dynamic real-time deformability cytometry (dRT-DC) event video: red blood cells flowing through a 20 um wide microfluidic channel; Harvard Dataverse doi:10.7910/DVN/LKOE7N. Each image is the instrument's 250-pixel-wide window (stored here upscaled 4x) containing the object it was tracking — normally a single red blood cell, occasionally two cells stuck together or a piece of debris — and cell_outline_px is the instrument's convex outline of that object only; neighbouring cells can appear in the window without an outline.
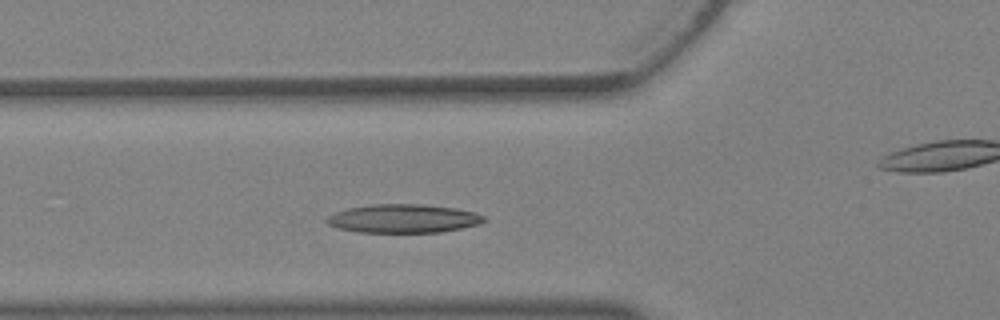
{"species": "Egyptian fruit bat (a non-hibernating species)", "species_latin": "Rousettus aegyptiacus", "temperature_condition": "warm", "stored_images_in_passage": 23, "camera_frame_rate_fps": 3000, "um_per_image_px": 0.085, "animal": {"sex": "female"}, "frame": {"image": 1, "passage_image": 6, "time_ms": 1.667, "image_size_px": [1000, 320], "cell_outline_px": [[488, 220], [480, 224], [440, 232], [360, 232], [340, 228], [328, 224], [324, 220], [328, 216], [336, 212], [348, 208], [368, 204], [424, 204], [456, 208], [476, 212], [484, 216]], "centroid_in_image_um": [34.32, 18.56], "position_along_channel_um": 91.5, "area_um2": 26.24}}
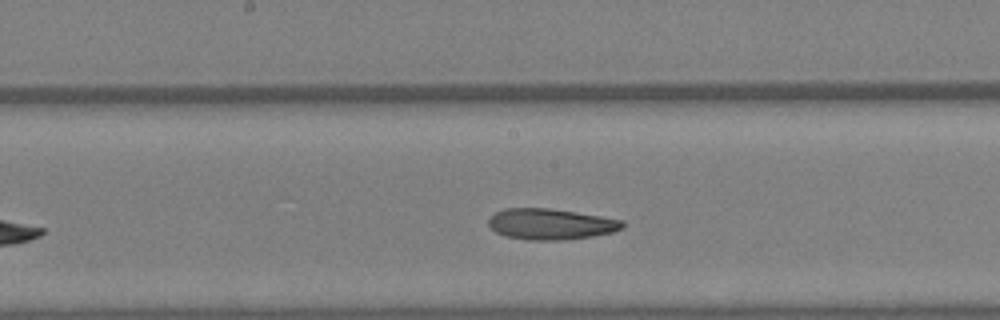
{"frame": {"image": 2, "passage_image": 12, "time_ms": 3.667, "image_size_px": [1000, 320], "cell_outline_px": [[624, 228], [612, 232], [592, 236], [560, 240], [532, 240], [508, 236], [496, 232], [488, 224], [488, 220], [496, 212], [504, 208], [548, 208], [600, 216], [624, 220]], "centroid_in_image_um": [46.83, 19.04], "position_along_channel_um": 201.4, "area_um2": 23.87}}
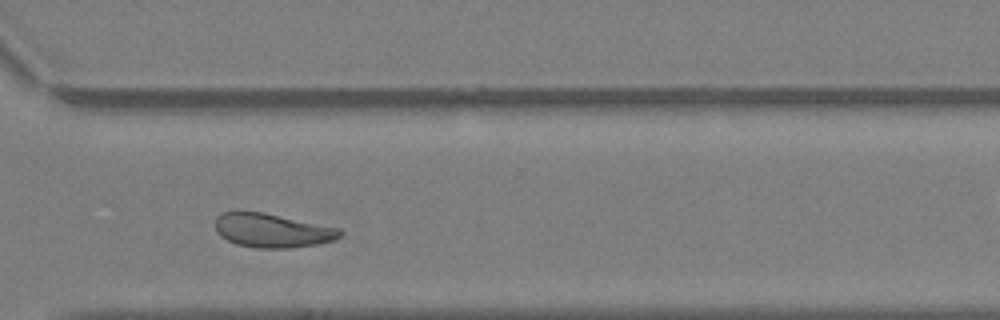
{"frame": {"image": 3, "passage_image": 20, "time_ms": 6.333, "image_size_px": [1000, 320], "cell_outline_px": [[344, 232], [340, 236], [332, 240], [316, 244], [288, 248], [256, 248], [236, 244], [220, 236], [216, 232], [216, 216], [224, 212], [236, 208], [264, 212], [340, 228]], "centroid_in_image_um": [23.08, 19.55], "position_along_channel_um": 347.5, "area_um2": 25.14}}